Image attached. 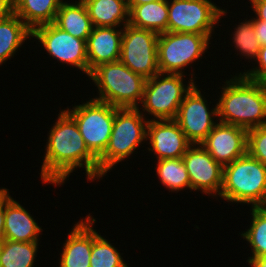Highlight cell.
<instances>
[{
    "instance_id": "cell-15",
    "label": "cell",
    "mask_w": 266,
    "mask_h": 267,
    "mask_svg": "<svg viewBox=\"0 0 266 267\" xmlns=\"http://www.w3.org/2000/svg\"><path fill=\"white\" fill-rule=\"evenodd\" d=\"M247 132L243 127L219 122L201 145L224 166L247 153Z\"/></svg>"
},
{
    "instance_id": "cell-27",
    "label": "cell",
    "mask_w": 266,
    "mask_h": 267,
    "mask_svg": "<svg viewBox=\"0 0 266 267\" xmlns=\"http://www.w3.org/2000/svg\"><path fill=\"white\" fill-rule=\"evenodd\" d=\"M96 221L93 217V244L90 267H129L117 247L94 229Z\"/></svg>"
},
{
    "instance_id": "cell-29",
    "label": "cell",
    "mask_w": 266,
    "mask_h": 267,
    "mask_svg": "<svg viewBox=\"0 0 266 267\" xmlns=\"http://www.w3.org/2000/svg\"><path fill=\"white\" fill-rule=\"evenodd\" d=\"M247 153L266 166V125L248 130Z\"/></svg>"
},
{
    "instance_id": "cell-1",
    "label": "cell",
    "mask_w": 266,
    "mask_h": 267,
    "mask_svg": "<svg viewBox=\"0 0 266 267\" xmlns=\"http://www.w3.org/2000/svg\"><path fill=\"white\" fill-rule=\"evenodd\" d=\"M55 121L44 148L40 168L42 183L60 187L81 167L85 169L87 181L99 182L98 158L86 146L75 120L62 109Z\"/></svg>"
},
{
    "instance_id": "cell-7",
    "label": "cell",
    "mask_w": 266,
    "mask_h": 267,
    "mask_svg": "<svg viewBox=\"0 0 266 267\" xmlns=\"http://www.w3.org/2000/svg\"><path fill=\"white\" fill-rule=\"evenodd\" d=\"M188 32H164L157 40L158 69L164 74L185 75L184 68L199 62L209 50L211 37ZM210 44V45H209Z\"/></svg>"
},
{
    "instance_id": "cell-12",
    "label": "cell",
    "mask_w": 266,
    "mask_h": 267,
    "mask_svg": "<svg viewBox=\"0 0 266 267\" xmlns=\"http://www.w3.org/2000/svg\"><path fill=\"white\" fill-rule=\"evenodd\" d=\"M201 89L196 83L193 85L184 96L174 119L191 144H201L219 122L216 118L217 102L210 110L211 101L208 103Z\"/></svg>"
},
{
    "instance_id": "cell-34",
    "label": "cell",
    "mask_w": 266,
    "mask_h": 267,
    "mask_svg": "<svg viewBox=\"0 0 266 267\" xmlns=\"http://www.w3.org/2000/svg\"><path fill=\"white\" fill-rule=\"evenodd\" d=\"M5 224V187L0 188V238L4 235Z\"/></svg>"
},
{
    "instance_id": "cell-37",
    "label": "cell",
    "mask_w": 266,
    "mask_h": 267,
    "mask_svg": "<svg viewBox=\"0 0 266 267\" xmlns=\"http://www.w3.org/2000/svg\"><path fill=\"white\" fill-rule=\"evenodd\" d=\"M3 241H4V239L3 238H0V253H1V250H2Z\"/></svg>"
},
{
    "instance_id": "cell-8",
    "label": "cell",
    "mask_w": 266,
    "mask_h": 267,
    "mask_svg": "<svg viewBox=\"0 0 266 267\" xmlns=\"http://www.w3.org/2000/svg\"><path fill=\"white\" fill-rule=\"evenodd\" d=\"M75 120L88 149L98 158L106 149L115 117V106L94 98L72 109L64 108Z\"/></svg>"
},
{
    "instance_id": "cell-14",
    "label": "cell",
    "mask_w": 266,
    "mask_h": 267,
    "mask_svg": "<svg viewBox=\"0 0 266 267\" xmlns=\"http://www.w3.org/2000/svg\"><path fill=\"white\" fill-rule=\"evenodd\" d=\"M147 150L157 160L182 158L192 145L174 119L153 120L147 124Z\"/></svg>"
},
{
    "instance_id": "cell-31",
    "label": "cell",
    "mask_w": 266,
    "mask_h": 267,
    "mask_svg": "<svg viewBox=\"0 0 266 267\" xmlns=\"http://www.w3.org/2000/svg\"><path fill=\"white\" fill-rule=\"evenodd\" d=\"M254 13L253 20H263L266 21V0H249Z\"/></svg>"
},
{
    "instance_id": "cell-13",
    "label": "cell",
    "mask_w": 266,
    "mask_h": 267,
    "mask_svg": "<svg viewBox=\"0 0 266 267\" xmlns=\"http://www.w3.org/2000/svg\"><path fill=\"white\" fill-rule=\"evenodd\" d=\"M188 171L191 191L219 197L223 186V166L202 147L192 144L182 157Z\"/></svg>"
},
{
    "instance_id": "cell-18",
    "label": "cell",
    "mask_w": 266,
    "mask_h": 267,
    "mask_svg": "<svg viewBox=\"0 0 266 267\" xmlns=\"http://www.w3.org/2000/svg\"><path fill=\"white\" fill-rule=\"evenodd\" d=\"M18 201L9 194L5 188V224L4 240L20 242H39L42 227L36 219Z\"/></svg>"
},
{
    "instance_id": "cell-22",
    "label": "cell",
    "mask_w": 266,
    "mask_h": 267,
    "mask_svg": "<svg viewBox=\"0 0 266 267\" xmlns=\"http://www.w3.org/2000/svg\"><path fill=\"white\" fill-rule=\"evenodd\" d=\"M27 39H32V30L15 14L0 21V66L16 55Z\"/></svg>"
},
{
    "instance_id": "cell-25",
    "label": "cell",
    "mask_w": 266,
    "mask_h": 267,
    "mask_svg": "<svg viewBox=\"0 0 266 267\" xmlns=\"http://www.w3.org/2000/svg\"><path fill=\"white\" fill-rule=\"evenodd\" d=\"M39 244L4 240L0 253V267H34Z\"/></svg>"
},
{
    "instance_id": "cell-11",
    "label": "cell",
    "mask_w": 266,
    "mask_h": 267,
    "mask_svg": "<svg viewBox=\"0 0 266 267\" xmlns=\"http://www.w3.org/2000/svg\"><path fill=\"white\" fill-rule=\"evenodd\" d=\"M36 39L39 46L61 64H67L81 70L88 76L87 44L85 40L73 37L54 23L44 24L32 30V40Z\"/></svg>"
},
{
    "instance_id": "cell-17",
    "label": "cell",
    "mask_w": 266,
    "mask_h": 267,
    "mask_svg": "<svg viewBox=\"0 0 266 267\" xmlns=\"http://www.w3.org/2000/svg\"><path fill=\"white\" fill-rule=\"evenodd\" d=\"M124 27H94L87 39L88 77L99 65L119 61Z\"/></svg>"
},
{
    "instance_id": "cell-2",
    "label": "cell",
    "mask_w": 266,
    "mask_h": 267,
    "mask_svg": "<svg viewBox=\"0 0 266 267\" xmlns=\"http://www.w3.org/2000/svg\"><path fill=\"white\" fill-rule=\"evenodd\" d=\"M221 85L216 99L219 122L247 130L266 125V83L235 73Z\"/></svg>"
},
{
    "instance_id": "cell-32",
    "label": "cell",
    "mask_w": 266,
    "mask_h": 267,
    "mask_svg": "<svg viewBox=\"0 0 266 267\" xmlns=\"http://www.w3.org/2000/svg\"><path fill=\"white\" fill-rule=\"evenodd\" d=\"M254 30L260 45H266V21L254 20Z\"/></svg>"
},
{
    "instance_id": "cell-21",
    "label": "cell",
    "mask_w": 266,
    "mask_h": 267,
    "mask_svg": "<svg viewBox=\"0 0 266 267\" xmlns=\"http://www.w3.org/2000/svg\"><path fill=\"white\" fill-rule=\"evenodd\" d=\"M94 27H124L129 22L127 0H82Z\"/></svg>"
},
{
    "instance_id": "cell-30",
    "label": "cell",
    "mask_w": 266,
    "mask_h": 267,
    "mask_svg": "<svg viewBox=\"0 0 266 267\" xmlns=\"http://www.w3.org/2000/svg\"><path fill=\"white\" fill-rule=\"evenodd\" d=\"M253 62H256L254 63L257 64L256 67L254 65L252 66L253 68L246 69L247 71L244 69L245 72H239V74H242L250 80L266 83V45L261 46Z\"/></svg>"
},
{
    "instance_id": "cell-20",
    "label": "cell",
    "mask_w": 266,
    "mask_h": 267,
    "mask_svg": "<svg viewBox=\"0 0 266 267\" xmlns=\"http://www.w3.org/2000/svg\"><path fill=\"white\" fill-rule=\"evenodd\" d=\"M128 8L129 25L157 34L168 32V0H157L142 5H128Z\"/></svg>"
},
{
    "instance_id": "cell-9",
    "label": "cell",
    "mask_w": 266,
    "mask_h": 267,
    "mask_svg": "<svg viewBox=\"0 0 266 267\" xmlns=\"http://www.w3.org/2000/svg\"><path fill=\"white\" fill-rule=\"evenodd\" d=\"M227 13L211 0H168V32L213 35Z\"/></svg>"
},
{
    "instance_id": "cell-28",
    "label": "cell",
    "mask_w": 266,
    "mask_h": 267,
    "mask_svg": "<svg viewBox=\"0 0 266 267\" xmlns=\"http://www.w3.org/2000/svg\"><path fill=\"white\" fill-rule=\"evenodd\" d=\"M249 18L248 20L244 18L245 21L243 20L241 23L238 22V25L236 24L237 27L235 26L233 34L231 33V37H233L230 39L233 41L231 43L234 44L235 50L237 49V55L240 54V57L248 58V62L253 64L252 61L256 59L261 45L255 34L254 20L250 16Z\"/></svg>"
},
{
    "instance_id": "cell-35",
    "label": "cell",
    "mask_w": 266,
    "mask_h": 267,
    "mask_svg": "<svg viewBox=\"0 0 266 267\" xmlns=\"http://www.w3.org/2000/svg\"><path fill=\"white\" fill-rule=\"evenodd\" d=\"M247 262L248 265H251L252 267H266V255L253 259H247Z\"/></svg>"
},
{
    "instance_id": "cell-4",
    "label": "cell",
    "mask_w": 266,
    "mask_h": 267,
    "mask_svg": "<svg viewBox=\"0 0 266 267\" xmlns=\"http://www.w3.org/2000/svg\"><path fill=\"white\" fill-rule=\"evenodd\" d=\"M219 198L237 205L266 206V166L248 153L224 165Z\"/></svg>"
},
{
    "instance_id": "cell-10",
    "label": "cell",
    "mask_w": 266,
    "mask_h": 267,
    "mask_svg": "<svg viewBox=\"0 0 266 267\" xmlns=\"http://www.w3.org/2000/svg\"><path fill=\"white\" fill-rule=\"evenodd\" d=\"M159 34L133 27L123 28L121 61L126 67L146 80L160 73L158 69L157 40Z\"/></svg>"
},
{
    "instance_id": "cell-6",
    "label": "cell",
    "mask_w": 266,
    "mask_h": 267,
    "mask_svg": "<svg viewBox=\"0 0 266 267\" xmlns=\"http://www.w3.org/2000/svg\"><path fill=\"white\" fill-rule=\"evenodd\" d=\"M185 76L158 73L147 79L140 107L137 108L144 116H153V120L175 119L184 96L196 83L194 78L197 77L193 72L188 75L191 76L190 81H185Z\"/></svg>"
},
{
    "instance_id": "cell-5",
    "label": "cell",
    "mask_w": 266,
    "mask_h": 267,
    "mask_svg": "<svg viewBox=\"0 0 266 267\" xmlns=\"http://www.w3.org/2000/svg\"><path fill=\"white\" fill-rule=\"evenodd\" d=\"M89 79L98 89L96 100L118 108H137L142 101L146 79L121 61L99 65Z\"/></svg>"
},
{
    "instance_id": "cell-33",
    "label": "cell",
    "mask_w": 266,
    "mask_h": 267,
    "mask_svg": "<svg viewBox=\"0 0 266 267\" xmlns=\"http://www.w3.org/2000/svg\"><path fill=\"white\" fill-rule=\"evenodd\" d=\"M14 13L13 0H0V21Z\"/></svg>"
},
{
    "instance_id": "cell-23",
    "label": "cell",
    "mask_w": 266,
    "mask_h": 267,
    "mask_svg": "<svg viewBox=\"0 0 266 267\" xmlns=\"http://www.w3.org/2000/svg\"><path fill=\"white\" fill-rule=\"evenodd\" d=\"M14 13L31 29L54 23L64 0H13Z\"/></svg>"
},
{
    "instance_id": "cell-19",
    "label": "cell",
    "mask_w": 266,
    "mask_h": 267,
    "mask_svg": "<svg viewBox=\"0 0 266 267\" xmlns=\"http://www.w3.org/2000/svg\"><path fill=\"white\" fill-rule=\"evenodd\" d=\"M54 24L73 37L86 42L94 28L82 0H73L71 3L64 0L56 14Z\"/></svg>"
},
{
    "instance_id": "cell-16",
    "label": "cell",
    "mask_w": 266,
    "mask_h": 267,
    "mask_svg": "<svg viewBox=\"0 0 266 267\" xmlns=\"http://www.w3.org/2000/svg\"><path fill=\"white\" fill-rule=\"evenodd\" d=\"M76 222L66 236L58 260L59 267H90L93 244V216L90 213Z\"/></svg>"
},
{
    "instance_id": "cell-3",
    "label": "cell",
    "mask_w": 266,
    "mask_h": 267,
    "mask_svg": "<svg viewBox=\"0 0 266 267\" xmlns=\"http://www.w3.org/2000/svg\"><path fill=\"white\" fill-rule=\"evenodd\" d=\"M148 117V115L145 117L138 108L115 107L108 145L98 157L99 180L113 170L116 164L125 161L126 158L130 159L135 150L146 142L147 124L150 120Z\"/></svg>"
},
{
    "instance_id": "cell-24",
    "label": "cell",
    "mask_w": 266,
    "mask_h": 267,
    "mask_svg": "<svg viewBox=\"0 0 266 267\" xmlns=\"http://www.w3.org/2000/svg\"><path fill=\"white\" fill-rule=\"evenodd\" d=\"M154 162L157 164L155 175L164 188L166 187L171 193H178L185 188L191 192L188 171L182 158L160 159Z\"/></svg>"
},
{
    "instance_id": "cell-36",
    "label": "cell",
    "mask_w": 266,
    "mask_h": 267,
    "mask_svg": "<svg viewBox=\"0 0 266 267\" xmlns=\"http://www.w3.org/2000/svg\"><path fill=\"white\" fill-rule=\"evenodd\" d=\"M157 0H127L128 5H142L150 2H154Z\"/></svg>"
},
{
    "instance_id": "cell-26",
    "label": "cell",
    "mask_w": 266,
    "mask_h": 267,
    "mask_svg": "<svg viewBox=\"0 0 266 267\" xmlns=\"http://www.w3.org/2000/svg\"><path fill=\"white\" fill-rule=\"evenodd\" d=\"M251 223L242 232L241 238L251 246V256L248 259L266 255V206L250 207Z\"/></svg>"
}]
</instances>
